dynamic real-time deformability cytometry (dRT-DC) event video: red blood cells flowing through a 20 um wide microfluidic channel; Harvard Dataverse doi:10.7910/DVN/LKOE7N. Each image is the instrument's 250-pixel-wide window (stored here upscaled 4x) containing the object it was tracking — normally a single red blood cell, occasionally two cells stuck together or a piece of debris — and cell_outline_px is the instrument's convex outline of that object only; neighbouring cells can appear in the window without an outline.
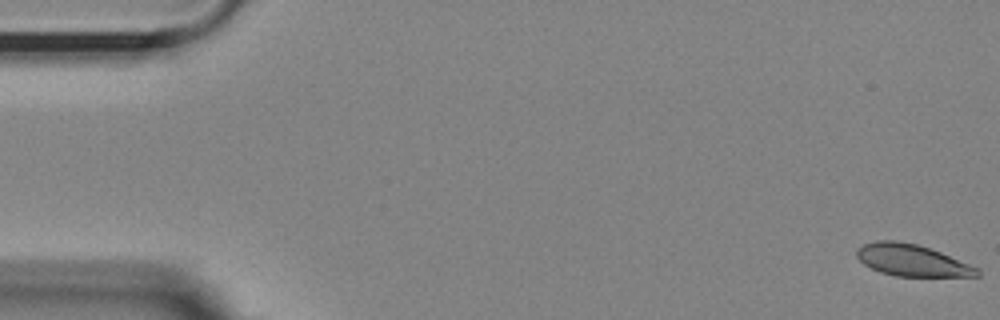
{"species": "Egyptian fruit bat (a non-hibernating species)", "species_latin": "Rousettus aegyptiacus", "temperature_condition": "room temperature", "stored_images_in_passage": 15, "camera_frame_rate_fps": 3000, "um_per_image_px": 0.085, "animal": {"sex": "female"}, "frame": {"image": 1, "passage_image": 1, "time_ms": 0.0, "image_size_px": [1000, 320], "cell_outline_px": [[980, 276], [896, 276], [880, 272], [864, 264], [856, 256], [856, 248], [864, 244], [876, 240], [896, 240], [916, 244], [940, 252], [980, 268]], "centroid_in_image_um": [77.5, 22.12], "position_along_channel_um": 7.5, "area_um2": 22.2}}